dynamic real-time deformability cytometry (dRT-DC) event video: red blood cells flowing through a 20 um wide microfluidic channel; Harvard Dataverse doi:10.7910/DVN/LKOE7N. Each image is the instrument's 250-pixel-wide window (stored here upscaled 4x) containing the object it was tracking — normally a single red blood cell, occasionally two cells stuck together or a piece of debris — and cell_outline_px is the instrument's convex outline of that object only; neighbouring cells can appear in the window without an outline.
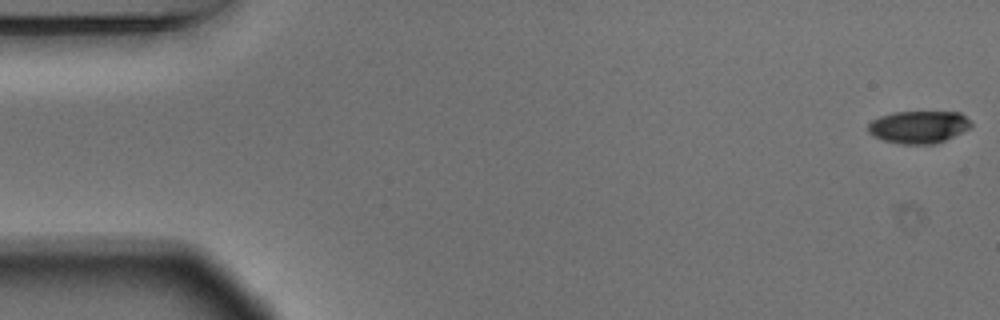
{"species": "Egyptian fruit bat (a non-hibernating species)", "species_latin": "Rousettus aegyptiacus", "temperature_condition": "warm", "stored_images_in_passage": 55, "camera_frame_rate_fps": 3000, "um_per_image_px": 0.085, "animal": {"sex": "male"}, "frame": {"image": 1, "passage_image": 1, "time_ms": 0.0, "image_size_px": [1000, 320], "cell_outline_px": [[972, 124], [968, 128], [936, 144], [900, 144], [884, 140], [872, 136], [868, 132], [868, 124], [872, 120], [880, 116], [892, 112], [960, 112], [972, 120]], "centroid_in_image_um": [78.06, 10.78], "position_along_channel_um": 6.9, "area_um2": 19.48}}
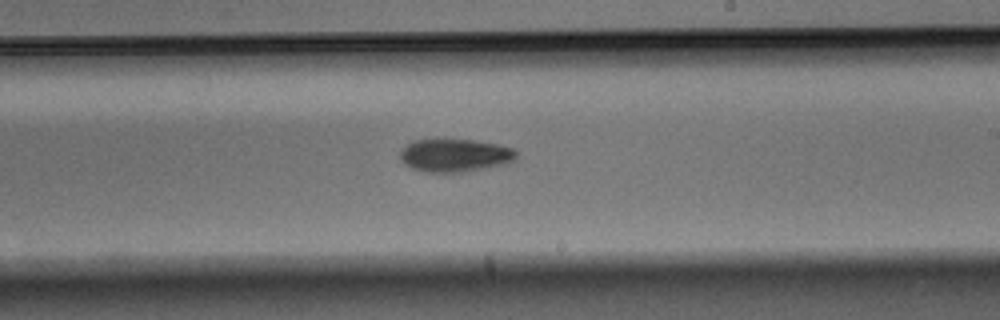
{"frame": {"image": 2, "passage_image": 32, "time_ms": 10.333, "image_size_px": [1000, 320], "cell_outline_px": [[516, 156], [512, 160], [504, 164], [464, 172], [424, 172], [412, 168], [404, 164], [400, 160], [400, 152], [412, 140], [472, 140], [496, 144], [512, 148], [516, 152]], "centroid_in_image_um": [38.62, 13.21], "position_along_channel_um": 250.4, "area_um2": 22.02}}
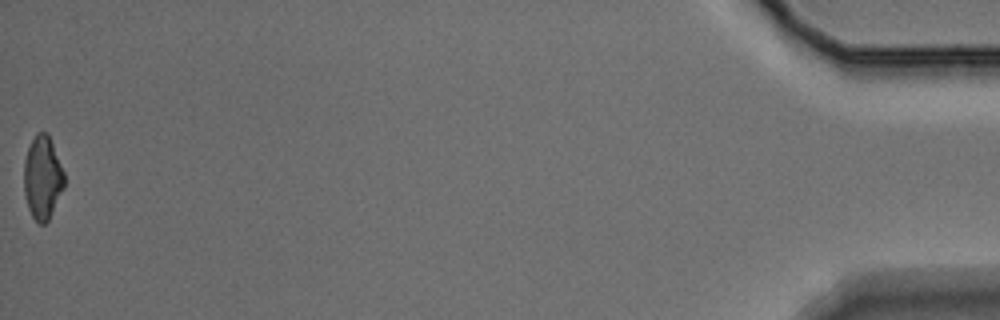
{"frame": {"image": 3, "passage_image": 55, "time_ms": 18.0, "image_size_px": [1000, 320], "cell_outline_px": [[64, 188], [48, 220], [44, 224], [40, 224], [32, 216], [28, 208], [24, 196], [24, 160], [28, 148], [36, 132], [48, 132], [64, 172]], "centroid_in_image_um": [3.61, 15.09], "position_along_channel_um": 431.6, "area_um2": 19.59}, "authors_computed_cell_mechanics": {"area_um2": 21.2704, "velocity_mm_per_s": 3.6777, "shape_relaxation_time_tau1_ms": 3.1318, "shape_relaxation_time_tau2_ms": null, "deformation_change_tau1": 0.1287, "deformation_change_tau2": null}}